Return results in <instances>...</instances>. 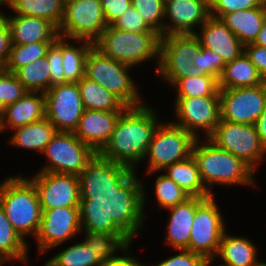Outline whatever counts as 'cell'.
Returning <instances> with one entry per match:
<instances>
[{
	"label": "cell",
	"mask_w": 266,
	"mask_h": 266,
	"mask_svg": "<svg viewBox=\"0 0 266 266\" xmlns=\"http://www.w3.org/2000/svg\"><path fill=\"white\" fill-rule=\"evenodd\" d=\"M0 206L23 240L28 234L33 233V236H36L42 209L37 191L30 179L14 176L0 183Z\"/></svg>",
	"instance_id": "8992f818"
},
{
	"label": "cell",
	"mask_w": 266,
	"mask_h": 266,
	"mask_svg": "<svg viewBox=\"0 0 266 266\" xmlns=\"http://www.w3.org/2000/svg\"><path fill=\"white\" fill-rule=\"evenodd\" d=\"M213 195L205 198L196 208L190 232L189 251L214 260L222 235L226 231L223 217Z\"/></svg>",
	"instance_id": "5bb4252c"
},
{
	"label": "cell",
	"mask_w": 266,
	"mask_h": 266,
	"mask_svg": "<svg viewBox=\"0 0 266 266\" xmlns=\"http://www.w3.org/2000/svg\"><path fill=\"white\" fill-rule=\"evenodd\" d=\"M65 0H11L9 8L16 14L39 17L60 26Z\"/></svg>",
	"instance_id": "f546056e"
},
{
	"label": "cell",
	"mask_w": 266,
	"mask_h": 266,
	"mask_svg": "<svg viewBox=\"0 0 266 266\" xmlns=\"http://www.w3.org/2000/svg\"><path fill=\"white\" fill-rule=\"evenodd\" d=\"M45 58L50 64V88L55 84L67 83L62 67L61 36L50 46Z\"/></svg>",
	"instance_id": "7bdbcfd3"
},
{
	"label": "cell",
	"mask_w": 266,
	"mask_h": 266,
	"mask_svg": "<svg viewBox=\"0 0 266 266\" xmlns=\"http://www.w3.org/2000/svg\"><path fill=\"white\" fill-rule=\"evenodd\" d=\"M244 52L250 61L256 66L260 76L266 81V47L249 43L244 45Z\"/></svg>",
	"instance_id": "bcb514c9"
},
{
	"label": "cell",
	"mask_w": 266,
	"mask_h": 266,
	"mask_svg": "<svg viewBox=\"0 0 266 266\" xmlns=\"http://www.w3.org/2000/svg\"><path fill=\"white\" fill-rule=\"evenodd\" d=\"M265 0H209L210 16L221 19L238 10L260 7Z\"/></svg>",
	"instance_id": "60d3db41"
},
{
	"label": "cell",
	"mask_w": 266,
	"mask_h": 266,
	"mask_svg": "<svg viewBox=\"0 0 266 266\" xmlns=\"http://www.w3.org/2000/svg\"><path fill=\"white\" fill-rule=\"evenodd\" d=\"M160 123L156 112L145 104L127 107L110 140L98 152L99 168L128 207L136 232L143 226L146 194L144 185L135 175L134 165L145 158Z\"/></svg>",
	"instance_id": "6da1fadb"
},
{
	"label": "cell",
	"mask_w": 266,
	"mask_h": 266,
	"mask_svg": "<svg viewBox=\"0 0 266 266\" xmlns=\"http://www.w3.org/2000/svg\"><path fill=\"white\" fill-rule=\"evenodd\" d=\"M122 112L85 109L73 133L98 153L110 140Z\"/></svg>",
	"instance_id": "d6986e66"
},
{
	"label": "cell",
	"mask_w": 266,
	"mask_h": 266,
	"mask_svg": "<svg viewBox=\"0 0 266 266\" xmlns=\"http://www.w3.org/2000/svg\"><path fill=\"white\" fill-rule=\"evenodd\" d=\"M131 241L122 249L126 253L125 256H115L110 260H105L102 262L100 266H144L142 263L138 262L137 259L133 257H128V248L130 246Z\"/></svg>",
	"instance_id": "c3c4849f"
},
{
	"label": "cell",
	"mask_w": 266,
	"mask_h": 266,
	"mask_svg": "<svg viewBox=\"0 0 266 266\" xmlns=\"http://www.w3.org/2000/svg\"><path fill=\"white\" fill-rule=\"evenodd\" d=\"M27 244L15 231L4 209L0 206V264L11 259L26 263L28 261Z\"/></svg>",
	"instance_id": "4dcf8cb0"
},
{
	"label": "cell",
	"mask_w": 266,
	"mask_h": 266,
	"mask_svg": "<svg viewBox=\"0 0 266 266\" xmlns=\"http://www.w3.org/2000/svg\"><path fill=\"white\" fill-rule=\"evenodd\" d=\"M174 105L179 120L172 123L196 139L199 138L197 129L203 130L206 139L209 138L221 119L220 96L176 97Z\"/></svg>",
	"instance_id": "e0dca14e"
},
{
	"label": "cell",
	"mask_w": 266,
	"mask_h": 266,
	"mask_svg": "<svg viewBox=\"0 0 266 266\" xmlns=\"http://www.w3.org/2000/svg\"><path fill=\"white\" fill-rule=\"evenodd\" d=\"M221 120L254 125L266 102V81L254 87L219 89Z\"/></svg>",
	"instance_id": "9a60e30c"
},
{
	"label": "cell",
	"mask_w": 266,
	"mask_h": 266,
	"mask_svg": "<svg viewBox=\"0 0 266 266\" xmlns=\"http://www.w3.org/2000/svg\"><path fill=\"white\" fill-rule=\"evenodd\" d=\"M14 132L10 139L11 144L42 153L57 131L45 117L37 122L15 128Z\"/></svg>",
	"instance_id": "83f0119b"
},
{
	"label": "cell",
	"mask_w": 266,
	"mask_h": 266,
	"mask_svg": "<svg viewBox=\"0 0 266 266\" xmlns=\"http://www.w3.org/2000/svg\"><path fill=\"white\" fill-rule=\"evenodd\" d=\"M131 2L134 9L142 15L146 24L164 36L165 0H131Z\"/></svg>",
	"instance_id": "74e56055"
},
{
	"label": "cell",
	"mask_w": 266,
	"mask_h": 266,
	"mask_svg": "<svg viewBox=\"0 0 266 266\" xmlns=\"http://www.w3.org/2000/svg\"><path fill=\"white\" fill-rule=\"evenodd\" d=\"M107 26L100 0H65L58 34L68 40L94 43Z\"/></svg>",
	"instance_id": "7c38bea8"
},
{
	"label": "cell",
	"mask_w": 266,
	"mask_h": 266,
	"mask_svg": "<svg viewBox=\"0 0 266 266\" xmlns=\"http://www.w3.org/2000/svg\"><path fill=\"white\" fill-rule=\"evenodd\" d=\"M209 17V0H165L164 18L171 23L164 24V35L195 34V26L204 24Z\"/></svg>",
	"instance_id": "ac0fdd59"
},
{
	"label": "cell",
	"mask_w": 266,
	"mask_h": 266,
	"mask_svg": "<svg viewBox=\"0 0 266 266\" xmlns=\"http://www.w3.org/2000/svg\"><path fill=\"white\" fill-rule=\"evenodd\" d=\"M111 26L123 31L137 33L156 32L146 24L142 15L132 5Z\"/></svg>",
	"instance_id": "b9f144b4"
},
{
	"label": "cell",
	"mask_w": 266,
	"mask_h": 266,
	"mask_svg": "<svg viewBox=\"0 0 266 266\" xmlns=\"http://www.w3.org/2000/svg\"><path fill=\"white\" fill-rule=\"evenodd\" d=\"M257 248L245 237L230 236L226 231L222 235L216 254L223 260L219 266H257Z\"/></svg>",
	"instance_id": "d4e9b609"
},
{
	"label": "cell",
	"mask_w": 266,
	"mask_h": 266,
	"mask_svg": "<svg viewBox=\"0 0 266 266\" xmlns=\"http://www.w3.org/2000/svg\"><path fill=\"white\" fill-rule=\"evenodd\" d=\"M254 44L262 47H266V19L260 29L259 35L255 40Z\"/></svg>",
	"instance_id": "f907efd6"
},
{
	"label": "cell",
	"mask_w": 266,
	"mask_h": 266,
	"mask_svg": "<svg viewBox=\"0 0 266 266\" xmlns=\"http://www.w3.org/2000/svg\"><path fill=\"white\" fill-rule=\"evenodd\" d=\"M28 92L46 93L50 89V64L46 58H39L15 73Z\"/></svg>",
	"instance_id": "d6a6232c"
},
{
	"label": "cell",
	"mask_w": 266,
	"mask_h": 266,
	"mask_svg": "<svg viewBox=\"0 0 266 266\" xmlns=\"http://www.w3.org/2000/svg\"><path fill=\"white\" fill-rule=\"evenodd\" d=\"M107 25H111L131 6V0H100Z\"/></svg>",
	"instance_id": "f6af8a7d"
},
{
	"label": "cell",
	"mask_w": 266,
	"mask_h": 266,
	"mask_svg": "<svg viewBox=\"0 0 266 266\" xmlns=\"http://www.w3.org/2000/svg\"><path fill=\"white\" fill-rule=\"evenodd\" d=\"M42 153L50 164L40 171L78 176L87 180L107 201L118 198L117 189L99 168L98 153L73 132L57 131Z\"/></svg>",
	"instance_id": "7a4b0ae2"
},
{
	"label": "cell",
	"mask_w": 266,
	"mask_h": 266,
	"mask_svg": "<svg viewBox=\"0 0 266 266\" xmlns=\"http://www.w3.org/2000/svg\"><path fill=\"white\" fill-rule=\"evenodd\" d=\"M67 39L61 37L62 67L64 80L66 82L77 83L85 76V63L89 50L93 43L86 40L81 41L82 46L75 47L66 42Z\"/></svg>",
	"instance_id": "1f68e13d"
},
{
	"label": "cell",
	"mask_w": 266,
	"mask_h": 266,
	"mask_svg": "<svg viewBox=\"0 0 266 266\" xmlns=\"http://www.w3.org/2000/svg\"><path fill=\"white\" fill-rule=\"evenodd\" d=\"M101 207H61L42 209V216L38 232L35 236L39 253L47 252L51 248L76 236L83 225Z\"/></svg>",
	"instance_id": "9c48e42d"
},
{
	"label": "cell",
	"mask_w": 266,
	"mask_h": 266,
	"mask_svg": "<svg viewBox=\"0 0 266 266\" xmlns=\"http://www.w3.org/2000/svg\"><path fill=\"white\" fill-rule=\"evenodd\" d=\"M160 41L157 32L137 33L108 25L93 46L105 56L132 67L151 58L160 60Z\"/></svg>",
	"instance_id": "52a82bcc"
},
{
	"label": "cell",
	"mask_w": 266,
	"mask_h": 266,
	"mask_svg": "<svg viewBox=\"0 0 266 266\" xmlns=\"http://www.w3.org/2000/svg\"><path fill=\"white\" fill-rule=\"evenodd\" d=\"M10 2H11V0H0V5L6 4L9 7Z\"/></svg>",
	"instance_id": "f5cc1de1"
},
{
	"label": "cell",
	"mask_w": 266,
	"mask_h": 266,
	"mask_svg": "<svg viewBox=\"0 0 266 266\" xmlns=\"http://www.w3.org/2000/svg\"><path fill=\"white\" fill-rule=\"evenodd\" d=\"M208 139L217 147L241 158L254 171L266 154V147L254 125L231 123L220 119Z\"/></svg>",
	"instance_id": "4fadbf2b"
},
{
	"label": "cell",
	"mask_w": 266,
	"mask_h": 266,
	"mask_svg": "<svg viewBox=\"0 0 266 266\" xmlns=\"http://www.w3.org/2000/svg\"><path fill=\"white\" fill-rule=\"evenodd\" d=\"M177 97L219 96L218 80L210 75L180 78L174 85Z\"/></svg>",
	"instance_id": "d590c367"
},
{
	"label": "cell",
	"mask_w": 266,
	"mask_h": 266,
	"mask_svg": "<svg viewBox=\"0 0 266 266\" xmlns=\"http://www.w3.org/2000/svg\"><path fill=\"white\" fill-rule=\"evenodd\" d=\"M200 27L201 33L195 35L201 46L214 50L225 64L232 62L244 52V45L221 19L210 16Z\"/></svg>",
	"instance_id": "ffe728a7"
},
{
	"label": "cell",
	"mask_w": 266,
	"mask_h": 266,
	"mask_svg": "<svg viewBox=\"0 0 266 266\" xmlns=\"http://www.w3.org/2000/svg\"><path fill=\"white\" fill-rule=\"evenodd\" d=\"M30 181L41 209L102 207L108 202L87 180L75 175L39 171Z\"/></svg>",
	"instance_id": "277c9868"
},
{
	"label": "cell",
	"mask_w": 266,
	"mask_h": 266,
	"mask_svg": "<svg viewBox=\"0 0 266 266\" xmlns=\"http://www.w3.org/2000/svg\"><path fill=\"white\" fill-rule=\"evenodd\" d=\"M154 195H156L160 208H170L176 206L191 197L165 174H161L157 177Z\"/></svg>",
	"instance_id": "8d00e7d4"
},
{
	"label": "cell",
	"mask_w": 266,
	"mask_h": 266,
	"mask_svg": "<svg viewBox=\"0 0 266 266\" xmlns=\"http://www.w3.org/2000/svg\"><path fill=\"white\" fill-rule=\"evenodd\" d=\"M4 112H5V106L0 99V119L3 117Z\"/></svg>",
	"instance_id": "816d5d0a"
},
{
	"label": "cell",
	"mask_w": 266,
	"mask_h": 266,
	"mask_svg": "<svg viewBox=\"0 0 266 266\" xmlns=\"http://www.w3.org/2000/svg\"><path fill=\"white\" fill-rule=\"evenodd\" d=\"M257 266H266L265 262H261L260 264H258Z\"/></svg>",
	"instance_id": "11a10c76"
},
{
	"label": "cell",
	"mask_w": 266,
	"mask_h": 266,
	"mask_svg": "<svg viewBox=\"0 0 266 266\" xmlns=\"http://www.w3.org/2000/svg\"><path fill=\"white\" fill-rule=\"evenodd\" d=\"M46 117L45 94L41 92H27L14 104L5 107L0 119V133L6 127L15 129L37 122Z\"/></svg>",
	"instance_id": "7402d4cb"
},
{
	"label": "cell",
	"mask_w": 266,
	"mask_h": 266,
	"mask_svg": "<svg viewBox=\"0 0 266 266\" xmlns=\"http://www.w3.org/2000/svg\"><path fill=\"white\" fill-rule=\"evenodd\" d=\"M266 19V2L260 7L225 14L221 20L243 45L254 43Z\"/></svg>",
	"instance_id": "cb8c5ba5"
},
{
	"label": "cell",
	"mask_w": 266,
	"mask_h": 266,
	"mask_svg": "<svg viewBox=\"0 0 266 266\" xmlns=\"http://www.w3.org/2000/svg\"><path fill=\"white\" fill-rule=\"evenodd\" d=\"M165 170L167 172L165 175L171 178L191 197L208 198L212 196L201 180L198 165L193 155L166 167Z\"/></svg>",
	"instance_id": "4316f807"
},
{
	"label": "cell",
	"mask_w": 266,
	"mask_h": 266,
	"mask_svg": "<svg viewBox=\"0 0 266 266\" xmlns=\"http://www.w3.org/2000/svg\"><path fill=\"white\" fill-rule=\"evenodd\" d=\"M45 108L56 131L74 132L85 111L77 83L53 85L45 93Z\"/></svg>",
	"instance_id": "2e32d148"
},
{
	"label": "cell",
	"mask_w": 266,
	"mask_h": 266,
	"mask_svg": "<svg viewBox=\"0 0 266 266\" xmlns=\"http://www.w3.org/2000/svg\"><path fill=\"white\" fill-rule=\"evenodd\" d=\"M54 42H34L26 45L11 44L9 58L4 69L15 73L19 68L39 58H45Z\"/></svg>",
	"instance_id": "e575fe53"
},
{
	"label": "cell",
	"mask_w": 266,
	"mask_h": 266,
	"mask_svg": "<svg viewBox=\"0 0 266 266\" xmlns=\"http://www.w3.org/2000/svg\"><path fill=\"white\" fill-rule=\"evenodd\" d=\"M199 145L198 138L193 146L192 155L195 158L200 177L210 194L214 184L222 185H255L254 170L241 158L217 147L208 138ZM198 144V145H197Z\"/></svg>",
	"instance_id": "5b68a950"
},
{
	"label": "cell",
	"mask_w": 266,
	"mask_h": 266,
	"mask_svg": "<svg viewBox=\"0 0 266 266\" xmlns=\"http://www.w3.org/2000/svg\"><path fill=\"white\" fill-rule=\"evenodd\" d=\"M211 262H212V260H208V261L206 262L205 266H210V265H211ZM217 266H219V265H217Z\"/></svg>",
	"instance_id": "db71d44e"
},
{
	"label": "cell",
	"mask_w": 266,
	"mask_h": 266,
	"mask_svg": "<svg viewBox=\"0 0 266 266\" xmlns=\"http://www.w3.org/2000/svg\"><path fill=\"white\" fill-rule=\"evenodd\" d=\"M256 132L258 133L261 142L266 147V102L262 114L254 123Z\"/></svg>",
	"instance_id": "681fc988"
},
{
	"label": "cell",
	"mask_w": 266,
	"mask_h": 266,
	"mask_svg": "<svg viewBox=\"0 0 266 266\" xmlns=\"http://www.w3.org/2000/svg\"><path fill=\"white\" fill-rule=\"evenodd\" d=\"M200 51L201 43L195 34L161 36L157 73L172 86L180 78L201 75V70L193 65L194 57Z\"/></svg>",
	"instance_id": "30bf717a"
},
{
	"label": "cell",
	"mask_w": 266,
	"mask_h": 266,
	"mask_svg": "<svg viewBox=\"0 0 266 266\" xmlns=\"http://www.w3.org/2000/svg\"><path fill=\"white\" fill-rule=\"evenodd\" d=\"M84 242L103 262L136 235L128 207L118 197L104 204L84 225Z\"/></svg>",
	"instance_id": "3957f363"
},
{
	"label": "cell",
	"mask_w": 266,
	"mask_h": 266,
	"mask_svg": "<svg viewBox=\"0 0 266 266\" xmlns=\"http://www.w3.org/2000/svg\"><path fill=\"white\" fill-rule=\"evenodd\" d=\"M131 68L92 46L86 58L85 77L113 93L127 107H135L143 103L136 84L128 74Z\"/></svg>",
	"instance_id": "ba28073f"
},
{
	"label": "cell",
	"mask_w": 266,
	"mask_h": 266,
	"mask_svg": "<svg viewBox=\"0 0 266 266\" xmlns=\"http://www.w3.org/2000/svg\"><path fill=\"white\" fill-rule=\"evenodd\" d=\"M6 21L10 30L11 44L26 45L34 42H55L58 28L48 20L16 14Z\"/></svg>",
	"instance_id": "44dd1931"
},
{
	"label": "cell",
	"mask_w": 266,
	"mask_h": 266,
	"mask_svg": "<svg viewBox=\"0 0 266 266\" xmlns=\"http://www.w3.org/2000/svg\"><path fill=\"white\" fill-rule=\"evenodd\" d=\"M193 65L201 70V75H210L218 80L226 64L214 50L201 46V51L194 57Z\"/></svg>",
	"instance_id": "ab89813d"
},
{
	"label": "cell",
	"mask_w": 266,
	"mask_h": 266,
	"mask_svg": "<svg viewBox=\"0 0 266 266\" xmlns=\"http://www.w3.org/2000/svg\"><path fill=\"white\" fill-rule=\"evenodd\" d=\"M77 85L84 108L87 110L124 111L127 108L117 96L85 76Z\"/></svg>",
	"instance_id": "f1b7e54d"
},
{
	"label": "cell",
	"mask_w": 266,
	"mask_h": 266,
	"mask_svg": "<svg viewBox=\"0 0 266 266\" xmlns=\"http://www.w3.org/2000/svg\"><path fill=\"white\" fill-rule=\"evenodd\" d=\"M27 92L13 72L0 67V99L5 107L14 104Z\"/></svg>",
	"instance_id": "f35d334b"
},
{
	"label": "cell",
	"mask_w": 266,
	"mask_h": 266,
	"mask_svg": "<svg viewBox=\"0 0 266 266\" xmlns=\"http://www.w3.org/2000/svg\"><path fill=\"white\" fill-rule=\"evenodd\" d=\"M265 81L258 73L256 66L243 52L239 57L224 66L218 79L219 89L254 87Z\"/></svg>",
	"instance_id": "484cf974"
},
{
	"label": "cell",
	"mask_w": 266,
	"mask_h": 266,
	"mask_svg": "<svg viewBox=\"0 0 266 266\" xmlns=\"http://www.w3.org/2000/svg\"><path fill=\"white\" fill-rule=\"evenodd\" d=\"M11 48V37L6 15L0 13V67L6 64Z\"/></svg>",
	"instance_id": "7dc6e473"
},
{
	"label": "cell",
	"mask_w": 266,
	"mask_h": 266,
	"mask_svg": "<svg viewBox=\"0 0 266 266\" xmlns=\"http://www.w3.org/2000/svg\"><path fill=\"white\" fill-rule=\"evenodd\" d=\"M165 123V124H164ZM161 122L155 130L147 153L148 173L164 170L192 155L196 138L185 129L172 122Z\"/></svg>",
	"instance_id": "8fae6325"
},
{
	"label": "cell",
	"mask_w": 266,
	"mask_h": 266,
	"mask_svg": "<svg viewBox=\"0 0 266 266\" xmlns=\"http://www.w3.org/2000/svg\"><path fill=\"white\" fill-rule=\"evenodd\" d=\"M181 253L161 261L155 266H205V257L192 251L181 249Z\"/></svg>",
	"instance_id": "ee69618b"
},
{
	"label": "cell",
	"mask_w": 266,
	"mask_h": 266,
	"mask_svg": "<svg viewBox=\"0 0 266 266\" xmlns=\"http://www.w3.org/2000/svg\"><path fill=\"white\" fill-rule=\"evenodd\" d=\"M102 260L85 242H79L57 253L44 266H100Z\"/></svg>",
	"instance_id": "836d02e7"
},
{
	"label": "cell",
	"mask_w": 266,
	"mask_h": 266,
	"mask_svg": "<svg viewBox=\"0 0 266 266\" xmlns=\"http://www.w3.org/2000/svg\"><path fill=\"white\" fill-rule=\"evenodd\" d=\"M205 198L190 197L185 202L167 208L170 210L166 242L175 250H189L190 232L197 206Z\"/></svg>",
	"instance_id": "603a6c76"
}]
</instances>
